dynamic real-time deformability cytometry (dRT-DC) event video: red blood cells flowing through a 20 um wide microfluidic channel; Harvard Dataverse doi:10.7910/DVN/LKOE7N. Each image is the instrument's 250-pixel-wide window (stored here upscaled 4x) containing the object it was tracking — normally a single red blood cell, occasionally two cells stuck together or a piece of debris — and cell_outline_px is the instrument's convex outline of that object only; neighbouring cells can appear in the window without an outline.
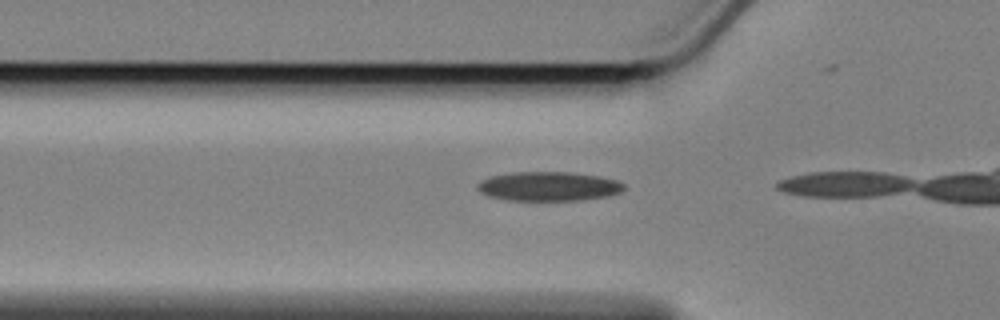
{"species": "Egyptian fruit bat (a non-hibernating species)", "species_latin": "Rousettus aegyptiacus", "temperature_condition": "cold", "stored_images_in_passage": 6, "camera_frame_rate_fps": 3000, "um_per_image_px": 0.085, "animal": {"sex": "female"}, "frame": {"image": 1, "passage_image": 5, "time_ms": 1.333, "image_size_px": [1000, 320], "cell_outline_px": [[624, 188], [620, 192], [608, 196], [580, 200], [508, 200], [488, 196], [480, 192], [476, 188], [476, 184], [480, 180], [492, 176], [512, 172], [568, 172], [600, 176], [616, 180], [624, 184]], "centroid_in_image_um": [46.6, 15.83], "position_along_channel_um": 79.2, "area_um2": 24.97}}